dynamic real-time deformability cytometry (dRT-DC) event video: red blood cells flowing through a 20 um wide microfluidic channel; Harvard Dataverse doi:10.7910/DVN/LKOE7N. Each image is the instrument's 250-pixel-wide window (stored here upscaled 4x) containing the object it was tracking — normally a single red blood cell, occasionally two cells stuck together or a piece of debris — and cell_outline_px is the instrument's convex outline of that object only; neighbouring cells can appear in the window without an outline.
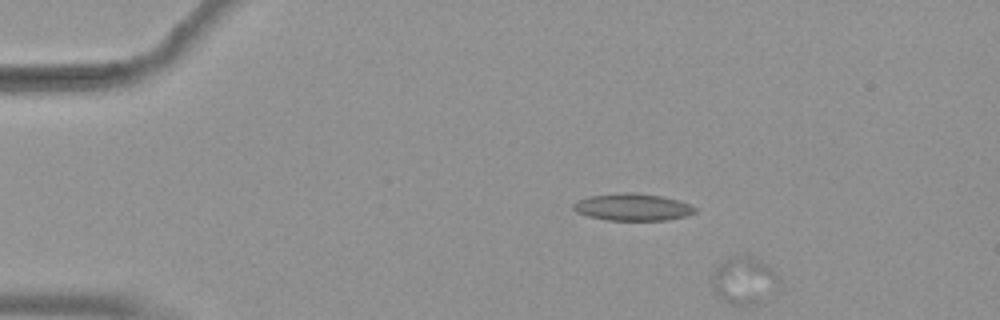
{"species": "common noctule bat (a hibernating species)", "species_latin": "Nyctalus noctula", "temperature_condition": "warm", "stored_images_in_passage": 10, "segment_of_instrument_passage": [2, 2], "camera_frame_rate_fps": 3000, "um_per_image_px": 0.085, "animal": {"sex": "female", "body_mass_g": 19.9}, "frame": {"image": 1, "passage_image": 10, "time_ms": 3.0, "image_size_px": [1000, 320], "cell_outline_px": [[780, 280], [776, 288], [756, 304], [732, 304], [724, 300], [712, 288], [712, 276], [716, 268], [728, 256], [736, 252], [748, 252], [756, 256], [768, 264], [780, 276]], "centroid_in_image_um": [63.26, 23.72], "position_along_channel_um": 21.7, "area_um2": 18.9}}